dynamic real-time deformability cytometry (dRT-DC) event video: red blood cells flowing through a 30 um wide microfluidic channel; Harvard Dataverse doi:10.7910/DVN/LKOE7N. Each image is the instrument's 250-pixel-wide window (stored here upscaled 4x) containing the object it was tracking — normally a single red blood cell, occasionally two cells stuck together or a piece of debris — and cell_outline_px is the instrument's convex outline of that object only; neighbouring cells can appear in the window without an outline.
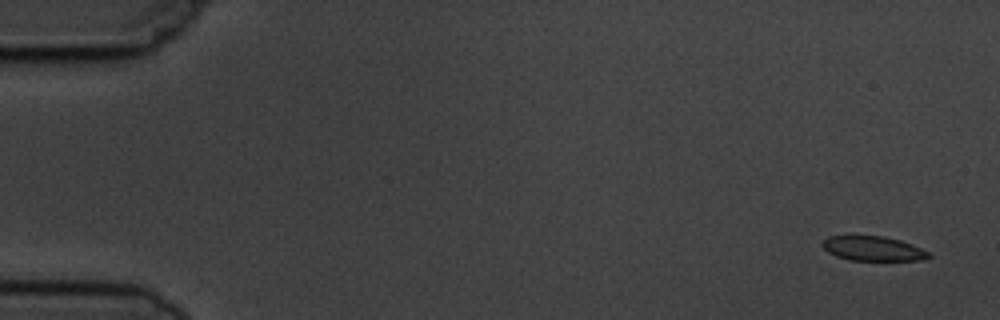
{"species": "common noctule bat (a hibernating species)", "species_latin": "Nyctalus noctula", "temperature_condition": "cold", "stored_images_in_passage": 5, "camera_frame_rate_fps": 3000, "um_per_image_px": 0.085, "animal": {"sex": "male", "body_mass_g": 19.5, "forearm_length_mm": 54.6}, "frame": {"image": 1, "passage_image": 1, "time_ms": 0.0, "image_size_px": [1000, 320], "cell_outline_px": [[932, 256], [920, 260], [848, 260], [836, 256], [828, 252], [820, 244], [828, 236], [884, 236], [900, 240], [912, 244], [928, 252]], "centroid_in_image_um": [74.18, 21.12], "position_along_channel_um": 10.8, "area_um2": 15.14}}
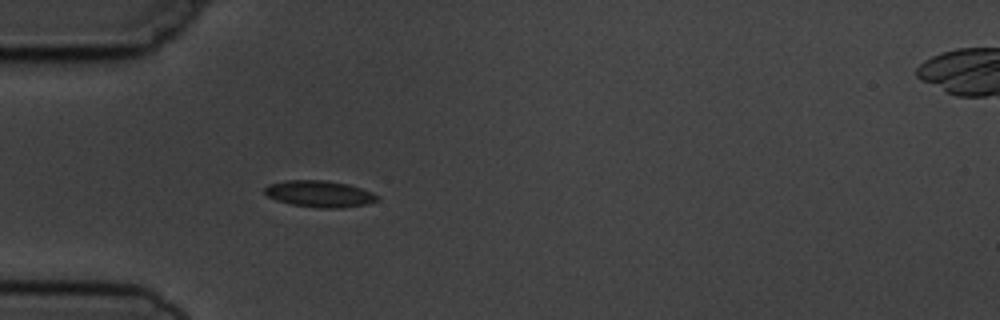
{"frame": {"image": 2, "passage_image": 5, "time_ms": 4.667, "image_size_px": [1000, 320], "cell_outline_px": [[380, 196], [376, 200], [368, 204], [340, 208], [320, 208], [292, 204], [276, 200], [268, 196], [264, 192], [264, 188], [268, 184], [284, 180], [324, 180], [348, 184], [372, 192]], "centroid_in_image_um": [27.15, 16.47], "position_along_channel_um": 57.9, "area_um2": 17.4}}